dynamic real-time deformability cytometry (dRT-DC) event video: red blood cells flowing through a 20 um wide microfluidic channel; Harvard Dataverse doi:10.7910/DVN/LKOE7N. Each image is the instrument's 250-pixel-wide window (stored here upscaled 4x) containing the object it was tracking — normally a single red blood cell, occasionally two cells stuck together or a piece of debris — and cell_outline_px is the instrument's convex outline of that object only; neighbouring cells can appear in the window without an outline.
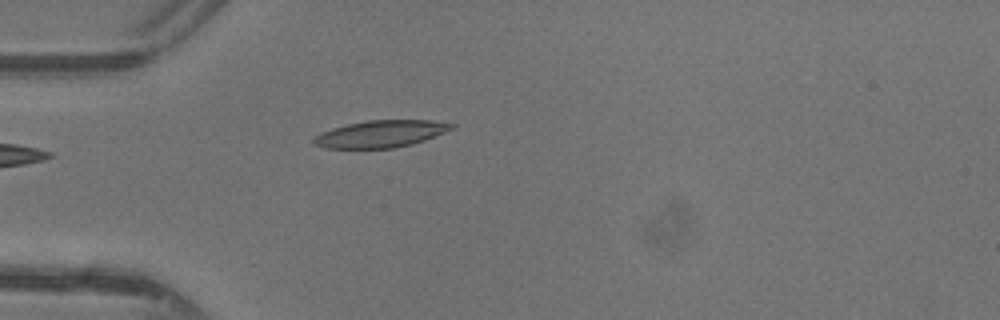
{"species": "common noctule bat (a hibernating species)", "species_latin": "Nyctalus noctula", "temperature_condition": "warm", "stored_images_in_passage": 34, "camera_frame_rate_fps": 3000, "um_per_image_px": 0.085, "animal": {"sex": "female"}, "frame": {"image": 1, "passage_image": 1, "time_ms": 0.0, "image_size_px": [1000, 320], "cell_outline_px": [[456, 128], [424, 140], [412, 144], [392, 148], [324, 148], [312, 144], [312, 140], [320, 132], [332, 128], [348, 124], [368, 120], [432, 120], [456, 124]], "centroid_in_image_um": [32.37, 11.37], "position_along_channel_um": 52.6, "area_um2": 21.79}}
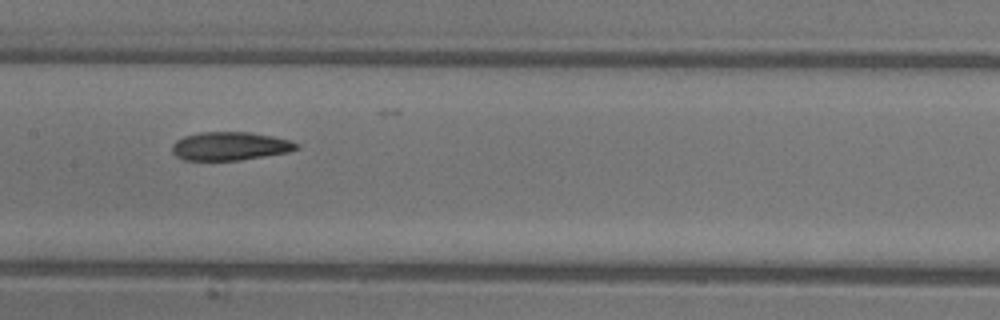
{"frame": {"image": 2, "passage_image": 11, "time_ms": 3.333, "image_size_px": [1000, 320], "cell_outline_px": [[300, 148], [288, 152], [240, 160], [184, 160], [176, 156], [172, 152], [172, 144], [176, 140], [184, 136], [200, 132], [252, 132], [292, 140], [300, 144]], "centroid_in_image_um": [19.57, 12.41], "position_along_channel_um": 187.8, "area_um2": 20.75}}
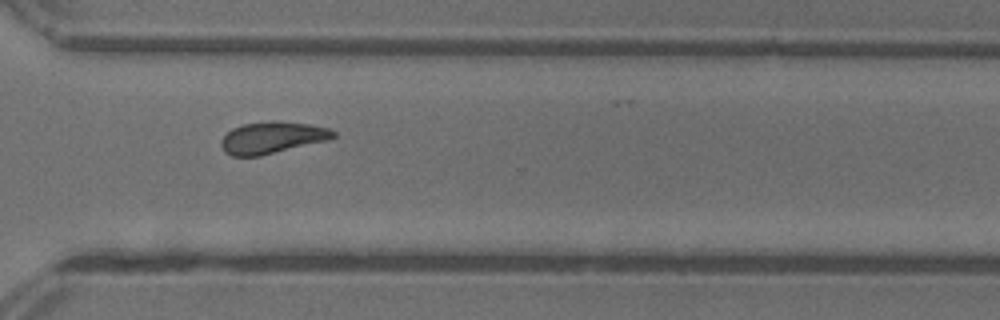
{"frame": {"image": 3, "passage_image": 22, "time_ms": 7.0, "image_size_px": [1000, 320], "cell_outline_px": [[336, 136], [328, 140], [260, 156], [232, 156], [224, 152], [220, 148], [220, 140], [232, 128], [244, 124], [312, 124], [328, 128], [336, 132]], "centroid_in_image_um": [23.1, 11.76], "position_along_channel_um": 347.5, "area_um2": 19.94}, "authors_computed_cell_mechanics": {"area_um2": 20.9236, "velocity_mm_per_s": 4.3675, "shape_relaxation_time_tau1_ms": 3.906, "shape_relaxation_time_tau2_ms": 4.3898, "deformation_change_tau1": 0.1136, "deformation_change_tau2": 0.1126}}